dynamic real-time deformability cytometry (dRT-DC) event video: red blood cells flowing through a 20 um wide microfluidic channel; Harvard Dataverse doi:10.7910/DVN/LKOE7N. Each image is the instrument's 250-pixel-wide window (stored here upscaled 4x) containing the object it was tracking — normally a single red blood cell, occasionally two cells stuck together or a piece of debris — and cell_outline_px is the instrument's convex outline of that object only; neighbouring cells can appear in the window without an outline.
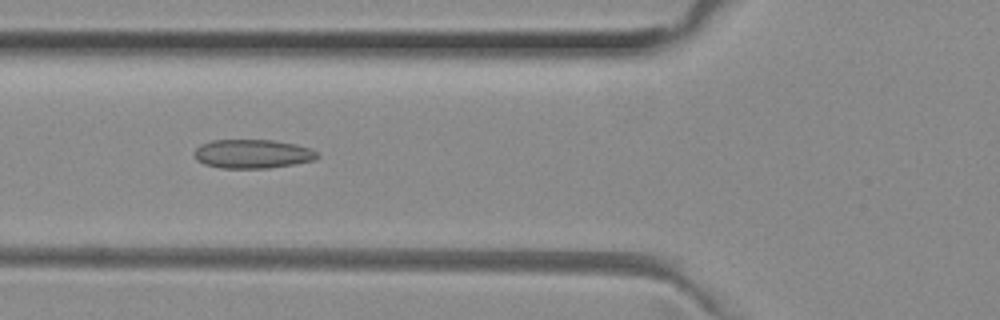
{"species": "common noctule bat (a hibernating species)", "species_latin": "Nyctalus noctula", "temperature_condition": "room temperature", "stored_images_in_passage": 50, "camera_frame_rate_fps": 3000, "um_per_image_px": 0.085, "animal": {"sex": "female", "body_mass_g": 29.2, "forearm_length_mm": 56.3}, "frame": {"image": 1, "passage_image": 18, "time_ms": 5.667, "image_size_px": [1000, 320], "cell_outline_px": [[320, 156], [316, 160], [268, 168], [220, 168], [204, 164], [196, 160], [192, 156], [192, 152], [200, 144], [212, 140], [272, 140], [296, 144], [312, 148], [320, 152]], "centroid_in_image_um": [21.46, 13.07], "position_along_channel_um": 104.3, "area_um2": 21.1}}
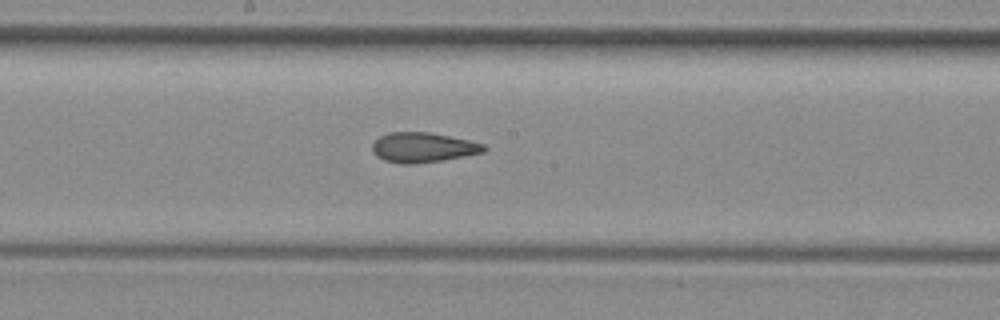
{"frame": {"image": 2, "passage_image": 26, "time_ms": 8.333, "image_size_px": [1000, 320], "cell_outline_px": [[488, 148], [484, 152], [444, 160], [412, 164], [400, 164], [384, 160], [376, 156], [372, 152], [372, 144], [380, 136], [388, 132], [428, 132], [468, 140], [484, 144]], "centroid_in_image_um": [35.93, 12.54], "position_along_channel_um": 212.3, "area_um2": 19.48}}
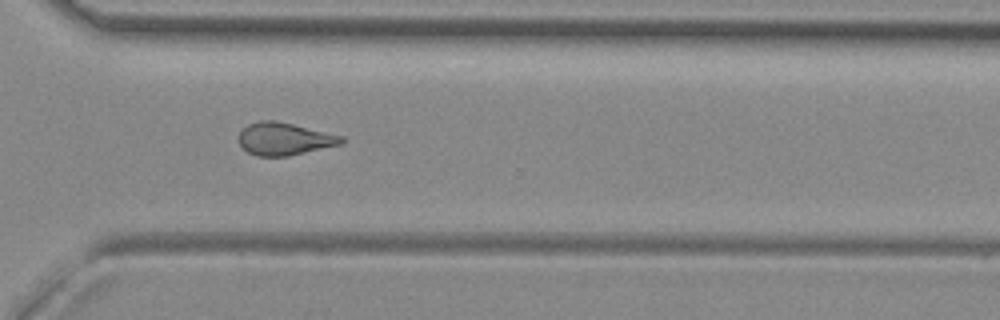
{"frame": {"image": 3, "passage_image": 36, "time_ms": 11.667, "image_size_px": [1000, 320], "cell_outline_px": [[348, 140], [340, 144], [288, 156], [256, 156], [248, 152], [240, 144], [240, 132], [248, 124], [260, 120], [276, 120], [344, 136]], "centroid_in_image_um": [24.2, 11.8], "position_along_channel_um": 346.4, "area_um2": 19.36}, "authors_computed_cell_mechanics": {"area_um2": 20.2011, "velocity_mm_per_s": 4.0345, "shape_relaxation_time_tau1_ms": null, "shape_relaxation_time_tau2_ms": 2.6255, "deformation_change_tau1": null, "deformation_change_tau2": 0.095}}